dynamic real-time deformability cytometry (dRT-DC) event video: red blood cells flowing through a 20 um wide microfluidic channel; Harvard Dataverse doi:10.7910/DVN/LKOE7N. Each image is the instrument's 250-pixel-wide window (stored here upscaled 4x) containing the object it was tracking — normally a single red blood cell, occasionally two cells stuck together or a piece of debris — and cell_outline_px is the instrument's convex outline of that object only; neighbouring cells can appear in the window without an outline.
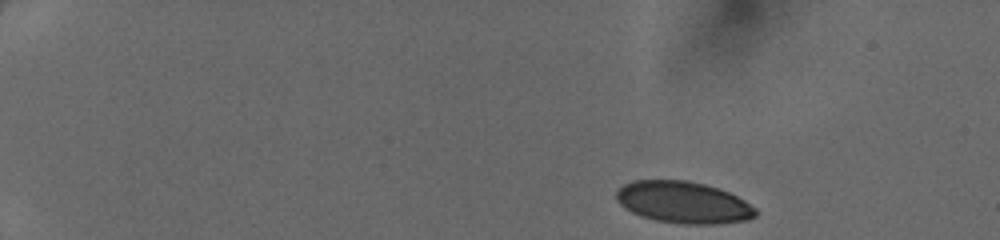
{"species": "human", "species_latin": "Homo sapiens", "temperature_condition": "cold", "stored_images_in_passage": 42, "camera_frame_rate_fps": 3000, "um_per_image_px": 0.085, "donor": {"sex": "female"}, "frame": {"image": 1, "passage_image": 1, "time_ms": 0.0, "image_size_px": [1000, 240], "cell_outline_px": [[756, 216], [748, 220], [716, 224], [684, 224], [656, 220], [640, 216], [624, 208], [616, 200], [616, 192], [624, 184], [632, 180], [688, 180], [704, 184], [728, 192], [744, 200], [756, 208]], "centroid_in_image_um": [58.07, 17.2], "position_along_channel_um": 26.9, "area_um2": 33.93}}
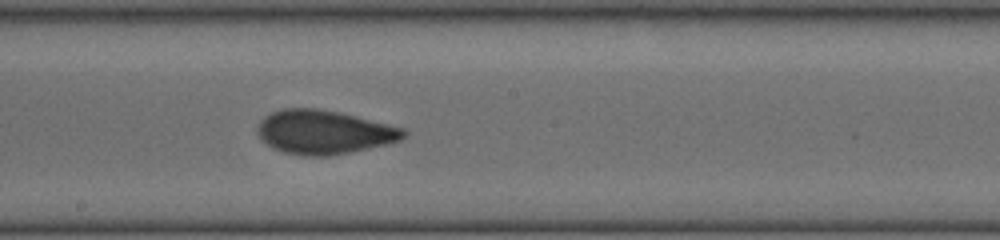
{"frame": {"image": 2, "passage_image": 23, "time_ms": 7.333, "image_size_px": [1000, 240], "cell_outline_px": [[408, 132], [400, 140], [384, 144], [348, 152], [328, 156], [304, 156], [284, 152], [272, 148], [260, 140], [256, 132], [256, 128], [260, 120], [264, 116], [272, 112], [284, 108], [316, 108], [340, 112], [404, 128]], "centroid_in_image_um": [27.47, 11.22], "position_along_channel_um": 220.7, "area_um2": 37.34}}
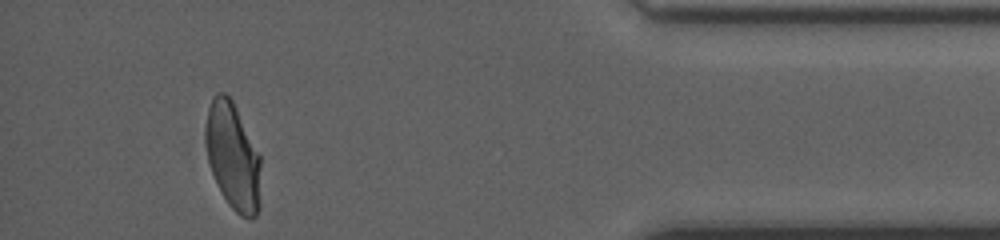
{"frame": {"image": 3, "passage_image": 39, "time_ms": 12.667, "image_size_px": [1000, 240], "cell_outline_px": [[260, 208], [256, 216], [252, 220], [248, 220], [240, 216], [228, 204], [212, 172], [208, 160], [204, 136], [208, 108], [212, 96], [216, 92], [224, 92], [232, 100], [260, 156]], "centroid_in_image_um": [19.8, 13.31], "position_along_channel_um": 415.4, "area_um2": 34.45}}